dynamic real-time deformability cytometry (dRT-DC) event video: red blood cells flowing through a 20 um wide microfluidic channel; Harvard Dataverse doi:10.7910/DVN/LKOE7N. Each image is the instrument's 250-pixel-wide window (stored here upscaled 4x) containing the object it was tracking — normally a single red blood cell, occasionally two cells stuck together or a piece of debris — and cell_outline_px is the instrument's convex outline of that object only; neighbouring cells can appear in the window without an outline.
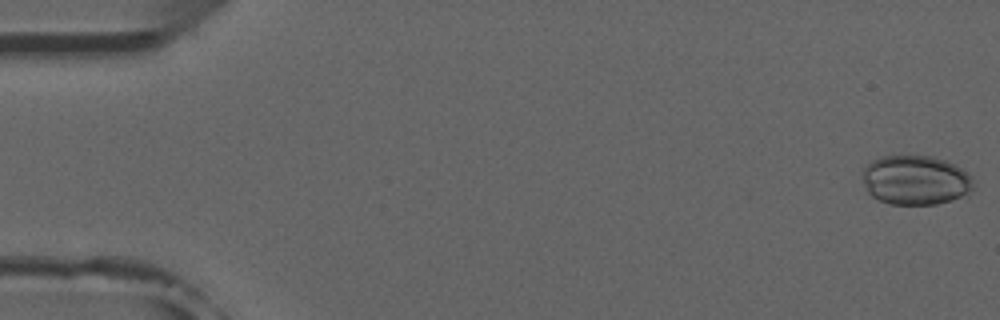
{"species": "common noctule bat (a hibernating species)", "species_latin": "Nyctalus noctula", "temperature_condition": "room temperature", "stored_images_in_passage": 17, "camera_frame_rate_fps": 3000, "um_per_image_px": 0.085, "animal": {"sex": "male", "forearm_length_mm": 52.5}, "frame": {"image": 1, "passage_image": 1, "time_ms": 0.0, "image_size_px": [1000, 320], "cell_outline_px": [[972, 188], [968, 196], [936, 204], [888, 204], [872, 196], [868, 192], [864, 184], [864, 168], [872, 160], [880, 156], [932, 156], [944, 160], [960, 168], [972, 176]], "centroid_in_image_um": [77.84, 15.32], "position_along_channel_um": 7.2, "area_um2": 31.91}}